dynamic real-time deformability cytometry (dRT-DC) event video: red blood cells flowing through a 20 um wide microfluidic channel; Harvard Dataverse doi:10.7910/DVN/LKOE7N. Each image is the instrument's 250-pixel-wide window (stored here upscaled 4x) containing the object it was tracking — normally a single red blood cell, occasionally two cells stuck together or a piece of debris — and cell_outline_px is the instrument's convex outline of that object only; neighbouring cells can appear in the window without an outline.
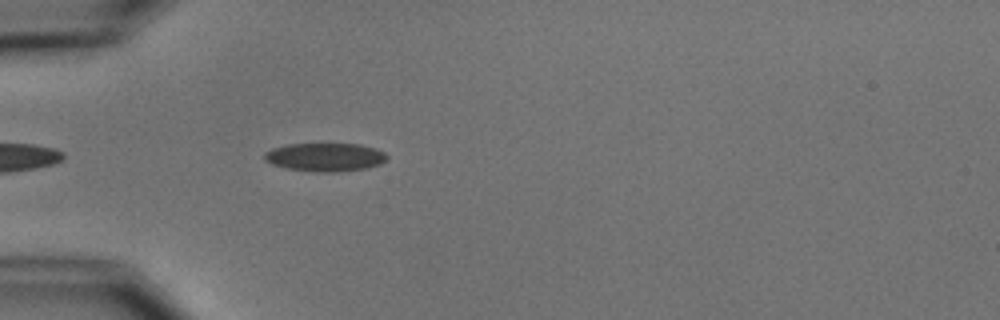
{"species": "common noctule bat (a hibernating species)", "species_latin": "Nyctalus noctula", "temperature_condition": "cold", "stored_images_in_passage": 4, "camera_frame_rate_fps": 3000, "um_per_image_px": 0.085, "animal": {"sex": "male", "body_mass_g": 15.6}, "frame": {"image": 1, "passage_image": 4, "time_ms": 3.333, "image_size_px": [1000, 320], "cell_outline_px": [[388, 160], [380, 164], [368, 168], [336, 172], [316, 172], [284, 168], [272, 164], [264, 160], [264, 152], [272, 148], [288, 144], [360, 144], [376, 148], [384, 152], [388, 156]], "centroid_in_image_um": [27.65, 13.36], "position_along_channel_um": 57.4, "area_um2": 20.52}}